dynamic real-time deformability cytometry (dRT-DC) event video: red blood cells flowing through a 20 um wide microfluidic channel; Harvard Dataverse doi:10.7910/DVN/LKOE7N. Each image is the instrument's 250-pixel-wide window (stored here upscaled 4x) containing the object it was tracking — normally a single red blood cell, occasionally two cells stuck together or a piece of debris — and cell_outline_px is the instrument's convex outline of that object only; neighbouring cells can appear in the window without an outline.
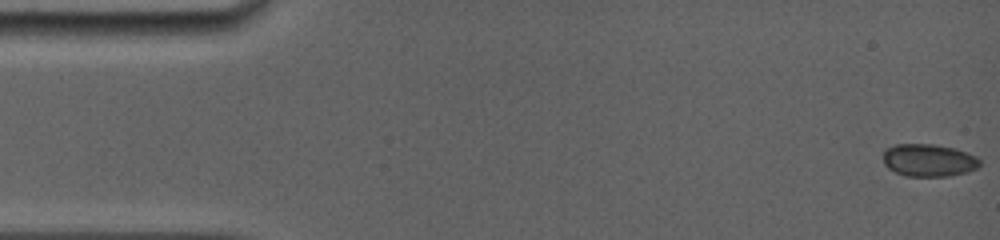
{"species": "common noctule bat (a hibernating species)", "species_latin": "Nyctalus noctula", "temperature_condition": "room temperature", "stored_images_in_passage": 52, "camera_frame_rate_fps": 5000, "um_per_image_px": 0.085, "animal": {"sex": "female", "body_mass_g": 19.0, "forearm_length_mm": 56.7}, "frame": {"image": 1, "passage_image": 1, "time_ms": 0.0, "image_size_px": [1000, 240], "cell_outline_px": [[980, 164], [976, 168], [968, 172], [948, 176], [904, 176], [888, 168], [884, 164], [884, 152], [888, 148], [896, 144], [932, 144], [952, 148], [968, 152], [976, 156], [980, 160]], "centroid_in_image_um": [78.95, 13.63], "position_along_channel_um": 6.0, "area_um2": 18.26}}
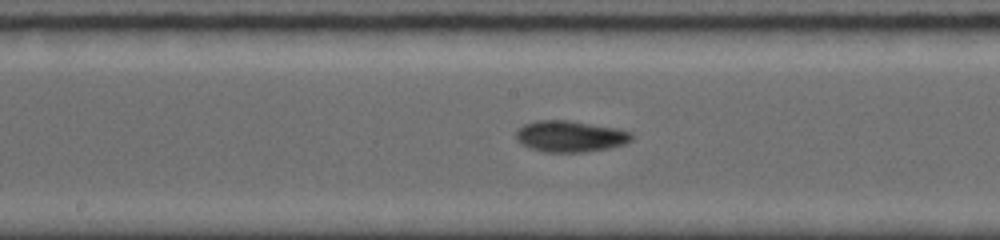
{"frame": {"image": 2, "passage_image": 30, "time_ms": 8.2, "image_size_px": [1000, 240], "cell_outline_px": [[636, 136], [632, 140], [624, 144], [608, 148], [584, 152], [544, 152], [528, 148], [520, 144], [516, 140], [516, 132], [524, 124], [536, 120], [568, 120], [616, 128], [632, 132]], "centroid_in_image_um": [48.46, 11.59], "position_along_channel_um": 199.7, "area_um2": 21.27}}
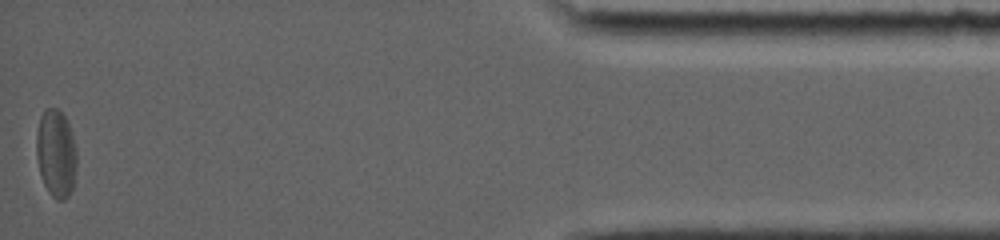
{"frame": {"image": 3, "passage_image": 52, "time_ms": 15.8, "image_size_px": [1000, 240], "cell_outline_px": [[76, 168], [72, 188], [68, 196], [64, 200], [56, 200], [48, 192], [40, 176], [36, 156], [36, 132], [40, 116], [44, 108], [56, 108], [64, 116], [72, 132], [76, 148]], "centroid_in_image_um": [4.74, 13.04], "position_along_channel_um": 430.5, "area_um2": 20.87}, "authors_computed_cell_mechanics": {"area_um2": 19.7676, "velocity_mm_per_s": 3.9183, "shape_relaxation_time_tau1_ms": null, "shape_relaxation_time_tau2_ms": 2.7833, "deformation_change_tau1": null, "deformation_change_tau2": 0.0654}}